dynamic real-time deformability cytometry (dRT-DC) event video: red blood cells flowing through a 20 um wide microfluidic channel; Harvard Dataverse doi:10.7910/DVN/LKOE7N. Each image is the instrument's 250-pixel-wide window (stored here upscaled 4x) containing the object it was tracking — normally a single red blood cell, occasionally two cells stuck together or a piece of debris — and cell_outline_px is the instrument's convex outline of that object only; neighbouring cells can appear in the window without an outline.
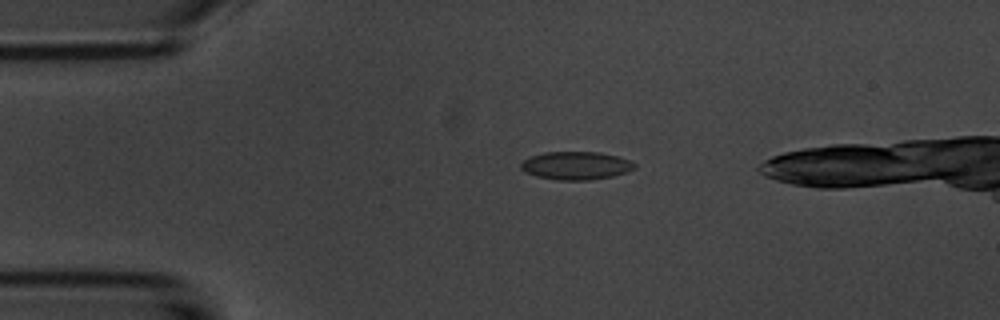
{"species": "common noctule bat (a hibernating species)", "species_latin": "Nyctalus noctula", "temperature_condition": "room temperature", "stored_images_in_passage": 2, "camera_frame_rate_fps": 3000, "um_per_image_px": 0.085, "animal": {"sex": "male", "body_mass_g": 20.1, "forearm_length_mm": 53.5}, "frame": {"image": 1, "passage_image": 1, "time_ms": 0.0, "image_size_px": [1000, 320], "cell_outline_px": [[636, 168], [612, 176], [588, 180], [556, 180], [536, 176], [524, 172], [520, 168], [520, 164], [524, 160], [532, 156], [544, 152], [600, 152], [616, 156], [628, 160], [636, 164]], "centroid_in_image_um": [48.92, 14.08], "position_along_channel_um": 36.1, "area_um2": 18.5}}